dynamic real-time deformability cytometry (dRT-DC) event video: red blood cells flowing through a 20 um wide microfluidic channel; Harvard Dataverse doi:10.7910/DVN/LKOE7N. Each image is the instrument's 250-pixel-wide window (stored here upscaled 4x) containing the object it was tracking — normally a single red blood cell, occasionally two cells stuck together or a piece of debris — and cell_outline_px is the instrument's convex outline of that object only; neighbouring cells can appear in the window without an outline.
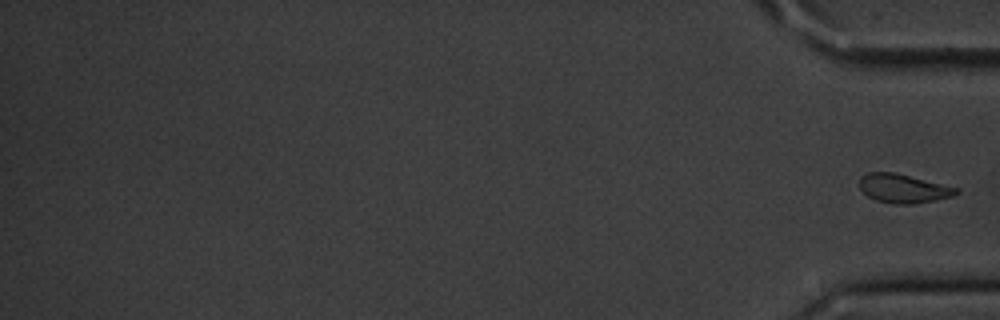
{"species": "common noctule bat (a hibernating species)", "species_latin": "Nyctalus noctula", "temperature_condition": "cold", "stored_images_in_passage": 15, "segment_of_instrument_passage": [2, 2], "camera_frame_rate_fps": 3000, "um_per_image_px": 0.085, "animal": {"sex": "male", "body_mass_g": 20.1, "forearm_length_mm": 53.5}, "frame": {"image": 1, "passage_image": 15, "time_ms": 4.667, "image_size_px": [1000, 320], "cell_outline_px": [[960, 192], [952, 196], [936, 200], [916, 204], [892, 204], [876, 200], [868, 196], [860, 188], [860, 176], [868, 172], [896, 172], [960, 188]], "centroid_in_image_um": [76.81, 16.02], "position_along_channel_um": 358.4, "area_um2": 16.47}}